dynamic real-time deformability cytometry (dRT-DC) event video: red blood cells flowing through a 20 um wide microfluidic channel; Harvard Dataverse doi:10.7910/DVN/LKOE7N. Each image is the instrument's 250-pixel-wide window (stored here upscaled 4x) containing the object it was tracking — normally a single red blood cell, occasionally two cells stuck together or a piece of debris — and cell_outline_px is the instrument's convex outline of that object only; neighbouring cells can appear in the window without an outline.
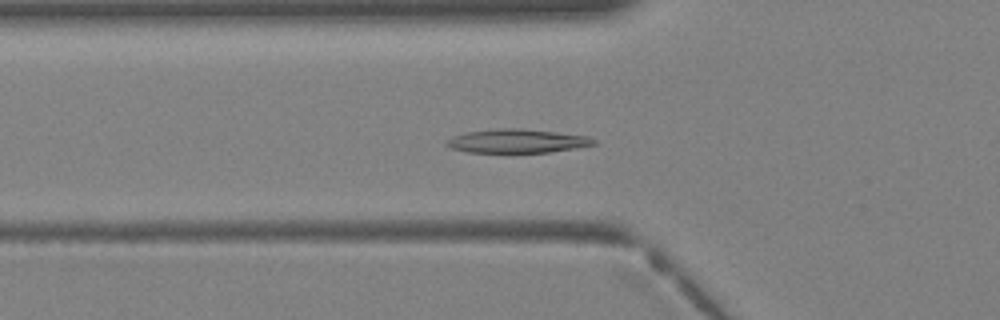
{"species": "Egyptian fruit bat (a non-hibernating species)", "species_latin": "Rousettus aegyptiacus", "temperature_condition": "warm", "stored_images_in_passage": 31, "camera_frame_rate_fps": 3000, "um_per_image_px": 0.085, "animal": {"sex": "female"}, "frame": {"image": 1, "passage_image": 6, "time_ms": 1.667, "image_size_px": [1000, 320], "cell_outline_px": [[596, 144], [576, 148], [548, 152], [468, 152], [452, 148], [444, 144], [444, 140], [452, 136], [464, 132], [496, 128], [524, 128], [588, 136], [596, 140]], "centroid_in_image_um": [43.91, 11.97], "position_along_channel_um": 81.9, "area_um2": 20.52}}
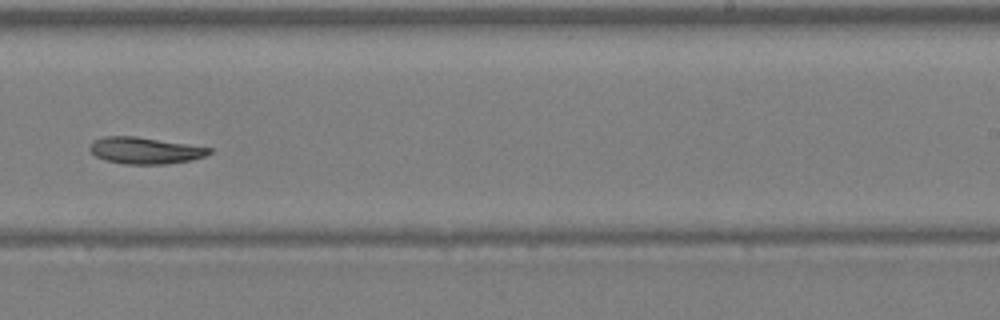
{"frame": {"image": 2, "passage_image": 17, "time_ms": 5.333, "image_size_px": [1000, 320], "cell_outline_px": [[212, 152], [204, 156], [192, 160], [168, 164], [124, 164], [104, 160], [96, 156], [88, 148], [92, 140], [104, 136], [136, 136], [212, 148]], "centroid_in_image_um": [12.3, 12.79], "position_along_channel_um": 276.7, "area_um2": 18.61}}
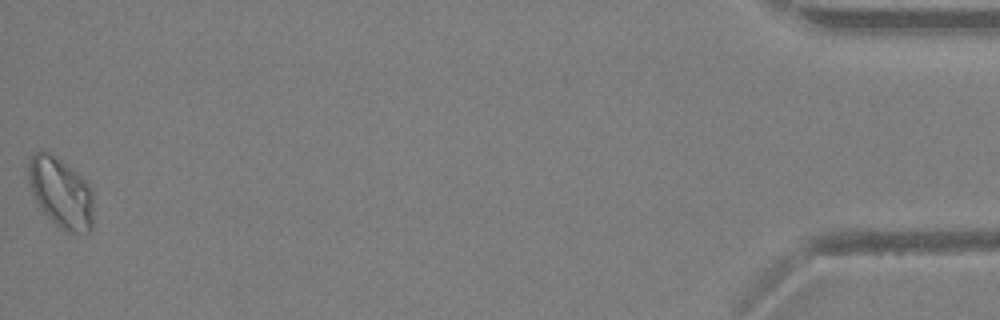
{"frame": {"image": 3, "passage_image": 31, "time_ms": 10.0, "image_size_px": [1000, 320], "cell_outline_px": [[92, 232], [64, 232], [40, 208], [32, 192], [28, 180], [28, 164], [32, 156], [40, 148], [56, 156], [76, 172], [88, 184], [92, 192]], "centroid_in_image_um": [5.16, 16.37], "position_along_channel_um": 430.0, "area_um2": 26.47}}